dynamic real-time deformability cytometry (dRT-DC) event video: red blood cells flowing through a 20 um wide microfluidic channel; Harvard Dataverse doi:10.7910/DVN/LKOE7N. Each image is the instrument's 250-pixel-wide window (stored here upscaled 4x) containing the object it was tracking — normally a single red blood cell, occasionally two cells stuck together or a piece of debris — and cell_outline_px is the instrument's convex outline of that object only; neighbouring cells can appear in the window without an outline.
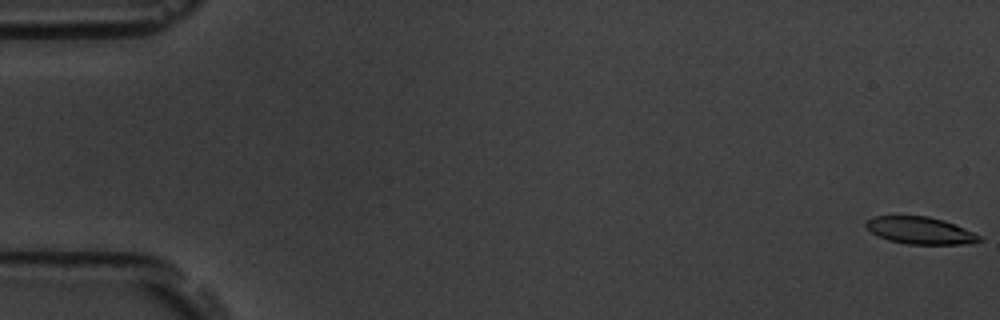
{"species": "common noctule bat (a hibernating species)", "species_latin": "Nyctalus noctula", "temperature_condition": "room temperature", "stored_images_in_passage": 5, "camera_frame_rate_fps": 3000, "um_per_image_px": 0.085, "animal": {"sex": "male", "body_mass_g": 19.5, "forearm_length_mm": 54.6}, "frame": {"image": 1, "passage_image": 1, "time_ms": 0.0, "image_size_px": [1000, 320], "cell_outline_px": [[984, 240], [976, 244], [908, 244], [888, 240], [876, 236], [864, 224], [864, 220], [872, 216], [928, 216], [944, 220], [964, 228], [980, 236]], "centroid_in_image_um": [78.21, 19.59], "position_along_channel_um": 6.8, "area_um2": 18.15}}
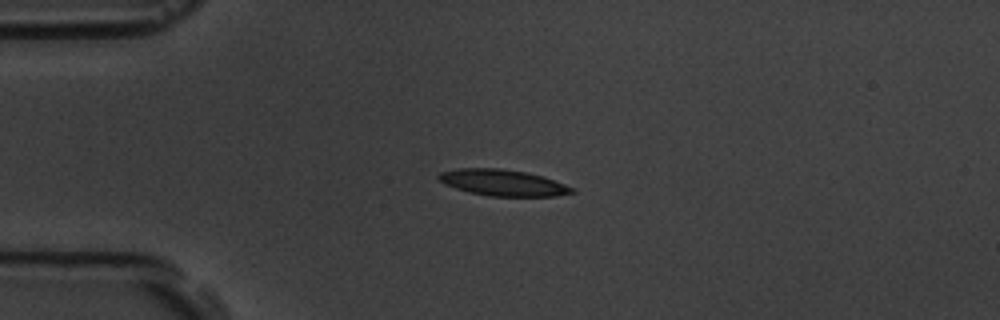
{"frame": {"image": 2, "passage_image": 5, "time_ms": 4.667, "image_size_px": [1000, 320], "cell_outline_px": [[576, 192], [556, 196], [488, 196], [456, 188], [444, 184], [436, 176], [440, 172], [460, 168], [500, 168], [524, 172], [540, 176], [576, 188]], "centroid_in_image_um": [42.74, 15.53], "position_along_channel_um": 42.3, "area_um2": 20.17}}